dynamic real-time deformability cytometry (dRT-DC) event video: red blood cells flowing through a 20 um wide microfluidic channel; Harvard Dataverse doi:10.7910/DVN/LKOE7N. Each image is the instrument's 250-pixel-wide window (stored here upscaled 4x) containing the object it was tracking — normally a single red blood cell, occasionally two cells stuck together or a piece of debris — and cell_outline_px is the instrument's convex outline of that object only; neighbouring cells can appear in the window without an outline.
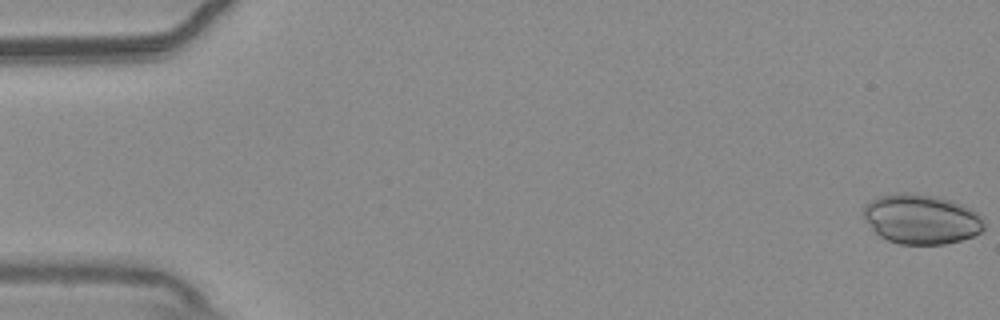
{"species": "common noctule bat (a hibernating species)", "species_latin": "Nyctalus noctula", "temperature_condition": "warm", "stored_images_in_passage": 55, "camera_frame_rate_fps": 3000, "um_per_image_px": 0.085, "animal": {"sex": "male", "body_mass_g": 20.4}, "frame": {"image": 1, "passage_image": 1, "time_ms": 0.0, "image_size_px": [1000, 320], "cell_outline_px": [[984, 228], [980, 232], [972, 236], [960, 240], [944, 244], [900, 244], [888, 240], [880, 236], [872, 228], [864, 216], [864, 204], [880, 196], [896, 192], [908, 192], [936, 196], [952, 200], [984, 216]], "centroid_in_image_um": [78.33, 18.61], "position_along_channel_um": 6.7, "area_um2": 34.91}}
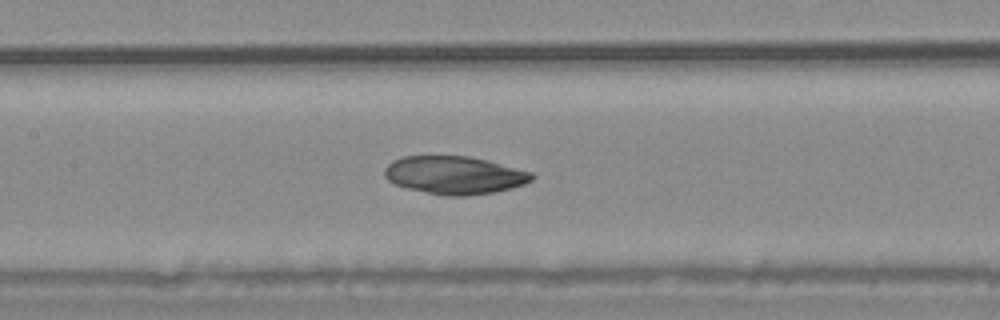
{"frame": {"image": 2, "passage_image": 26, "time_ms": 8.333, "image_size_px": [1000, 320], "cell_outline_px": [[536, 176], [532, 180], [524, 184], [512, 188], [492, 192], [464, 196], [448, 196], [408, 188], [396, 184], [388, 180], [384, 176], [384, 168], [392, 160], [404, 156], [468, 156], [488, 160], [532, 172]], "centroid_in_image_um": [38.64, 14.87], "position_along_channel_um": 168.8, "area_um2": 32.48}}
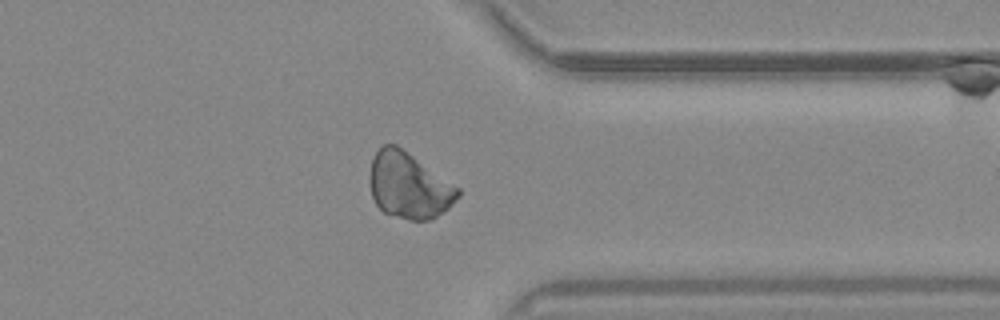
{"frame": {"image": 3, "passage_image": 43, "time_ms": 14.0, "image_size_px": [1000, 320], "cell_outline_px": [[460, 196], [448, 208], [432, 220], [408, 220], [384, 212], [376, 204], [372, 196], [368, 180], [368, 176], [372, 160], [376, 152], [384, 144], [396, 144], [460, 188]], "centroid_in_image_um": [34.74, 15.78], "position_along_channel_um": 376.7, "area_um2": 33.93}}